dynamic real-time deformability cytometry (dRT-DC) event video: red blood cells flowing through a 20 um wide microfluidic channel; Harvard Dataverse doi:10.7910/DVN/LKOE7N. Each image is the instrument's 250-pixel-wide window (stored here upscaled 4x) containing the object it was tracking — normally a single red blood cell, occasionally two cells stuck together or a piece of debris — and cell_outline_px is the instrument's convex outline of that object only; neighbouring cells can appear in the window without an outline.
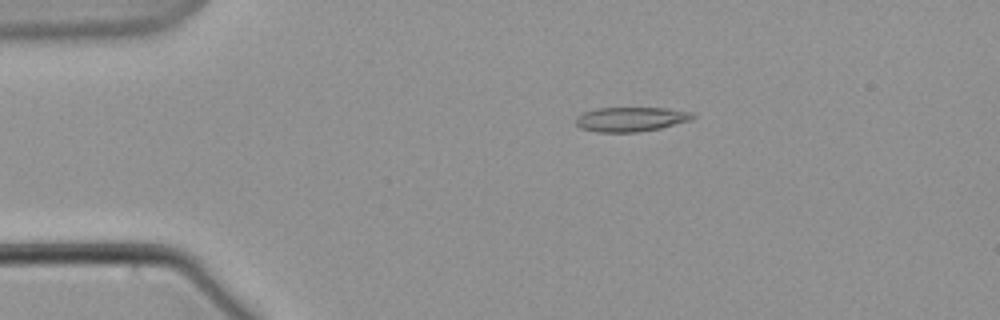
{"species": "common noctule bat (a hibernating species)", "species_latin": "Nyctalus noctula", "temperature_condition": "warm", "stored_images_in_passage": 49, "camera_frame_rate_fps": 3000, "um_per_image_px": 0.085, "animal": {"sex": "male", "body_mass_g": 21.5, "forearm_length_mm": 52.0}, "frame": {"image": 1, "passage_image": 1, "time_ms": 0.0, "image_size_px": [1000, 320], "cell_outline_px": [[696, 116], [692, 120], [660, 128], [640, 132], [596, 132], [580, 128], [576, 124], [576, 116], [584, 112], [596, 108], [664, 108], [692, 112]], "centroid_in_image_um": [53.62, 10.14], "position_along_channel_um": 31.4, "area_um2": 16.76}}
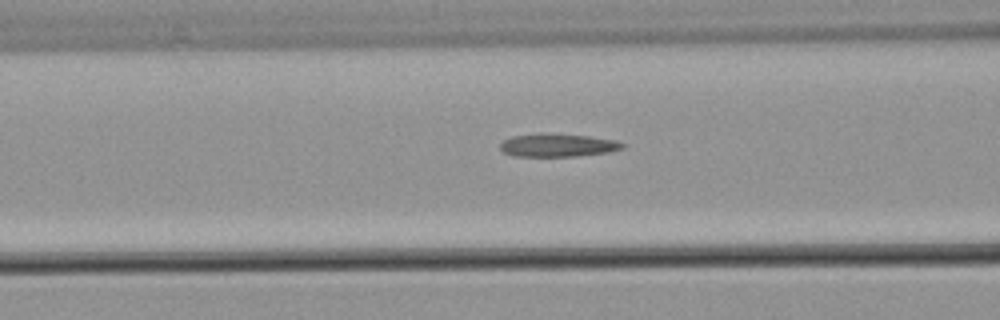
{"frame": {"image": 2, "passage_image": 13, "time_ms": 4.0, "image_size_px": [1000, 320], "cell_outline_px": [[624, 148], [608, 152], [576, 156], [516, 156], [504, 152], [500, 148], [500, 144], [504, 140], [512, 136], [540, 132], [588, 136], [616, 140], [624, 144]], "centroid_in_image_um": [47.39, 12.33], "position_along_channel_um": 119.2, "area_um2": 16.47}}
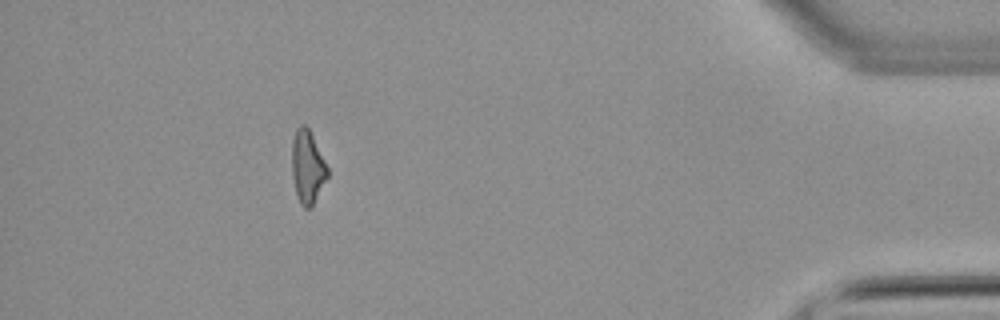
{"frame": {"image": 3, "passage_image": 43, "time_ms": 14.0, "image_size_px": [1000, 320], "cell_outline_px": [[328, 176], [312, 204], [308, 208], [304, 208], [300, 204], [296, 192], [292, 176], [292, 140], [296, 128], [300, 124], [304, 124], [308, 128], [328, 168]], "centroid_in_image_um": [26.11, 14.16], "position_along_channel_um": 409.1, "area_um2": 14.8}}